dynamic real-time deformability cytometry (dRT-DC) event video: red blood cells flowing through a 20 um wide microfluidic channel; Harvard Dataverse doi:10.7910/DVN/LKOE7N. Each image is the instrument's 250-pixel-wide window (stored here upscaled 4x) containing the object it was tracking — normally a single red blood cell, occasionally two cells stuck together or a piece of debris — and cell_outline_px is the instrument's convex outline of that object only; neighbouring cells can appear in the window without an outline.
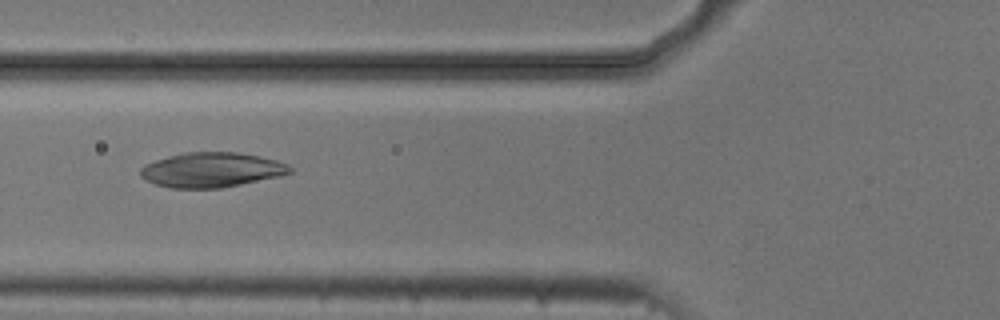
{"species": "common noctule bat (a hibernating species)", "species_latin": "Nyctalus noctula", "temperature_condition": "cold", "stored_images_in_passage": 9, "camera_frame_rate_fps": 3000, "um_per_image_px": 0.085, "animal": {"sex": "male", "body_mass_g": 20.5, "forearm_length_mm": 52.5}, "frame": {"image": 1, "passage_image": 6, "time_ms": 1.667, "image_size_px": [1000, 320], "cell_outline_px": [[292, 172], [280, 176], [220, 188], [168, 188], [144, 180], [140, 176], [140, 168], [144, 164], [168, 156], [184, 152], [236, 152], [260, 156], [276, 160], [288, 164], [292, 168]], "centroid_in_image_um": [17.96, 14.44], "position_along_channel_um": 107.8, "area_um2": 30.4}}
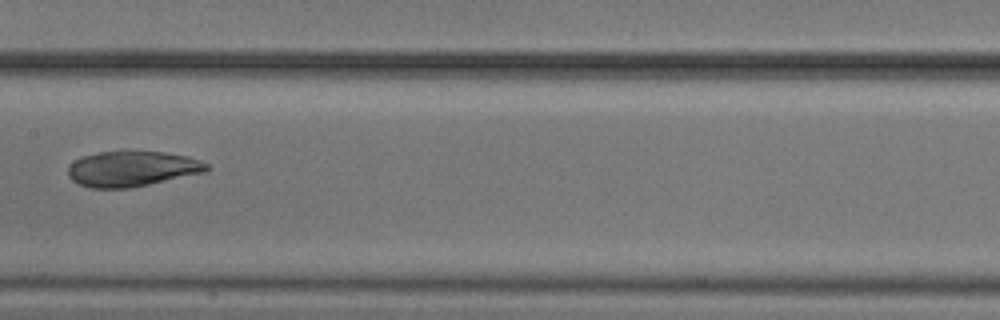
{"frame": {"image": 2, "passage_image": 8, "time_ms": 2.333, "image_size_px": [1000, 320], "cell_outline_px": [[212, 168], [208, 172], [132, 188], [88, 188], [72, 180], [68, 176], [68, 168], [76, 160], [84, 156], [100, 152], [120, 148], [128, 148], [164, 152], [188, 156], [200, 160], [208, 164]], "centroid_in_image_um": [11.29, 14.31], "position_along_channel_um": 196.1, "area_um2": 29.71}}
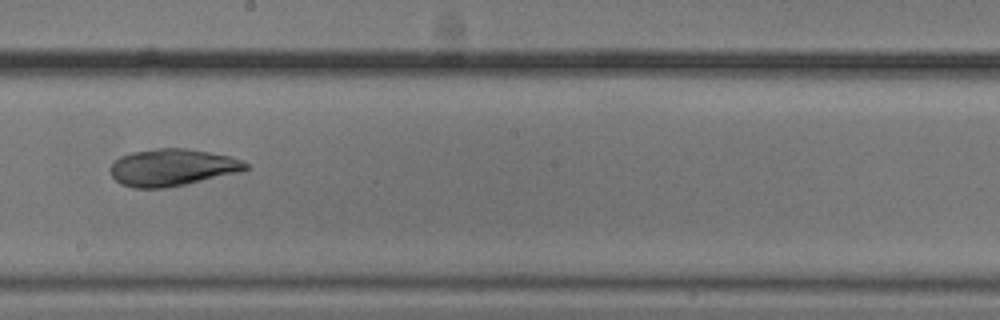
{"frame": {"image": 3, "passage_image": 9, "time_ms": 2.667, "image_size_px": [1000, 320], "cell_outline_px": [[248, 168], [240, 172], [184, 184], [164, 188], [132, 188], [120, 184], [112, 176], [112, 164], [120, 156], [132, 152], [156, 148], [188, 148], [228, 156], [240, 160], [248, 164]], "centroid_in_image_um": [14.62, 14.23], "position_along_channel_um": 233.6, "area_um2": 28.9}}